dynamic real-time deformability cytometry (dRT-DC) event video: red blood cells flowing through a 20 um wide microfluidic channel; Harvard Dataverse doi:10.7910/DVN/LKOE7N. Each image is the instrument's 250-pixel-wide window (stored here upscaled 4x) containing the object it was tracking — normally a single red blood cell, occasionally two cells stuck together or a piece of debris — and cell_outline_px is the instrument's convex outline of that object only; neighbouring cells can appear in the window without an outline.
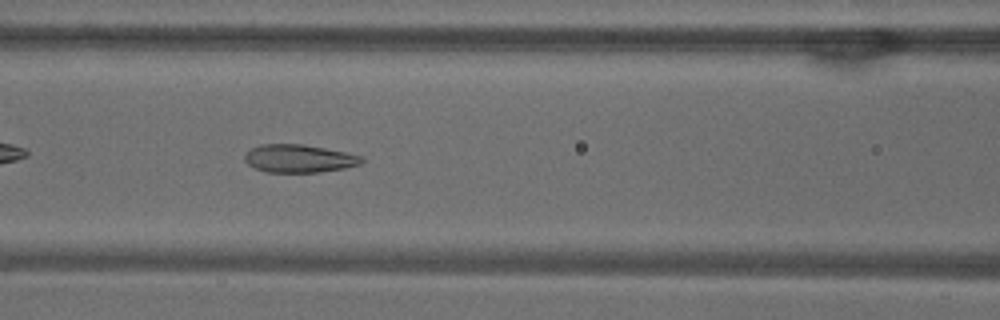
{"species": "common noctule bat (a hibernating species)", "species_latin": "Nyctalus noctula", "temperature_condition": "warm", "stored_images_in_passage": 39, "camera_frame_rate_fps": 3000, "um_per_image_px": 0.085, "animal": {"sex": "male", "body_mass_g": 18.8}, "frame": {"image": 1, "passage_image": 9, "time_ms": 2.667, "image_size_px": [1000, 320], "cell_outline_px": [[364, 160], [360, 164], [344, 168], [320, 172], [268, 172], [256, 168], [248, 164], [244, 160], [244, 156], [252, 148], [260, 144], [300, 144], [324, 148], [344, 152], [360, 156]], "centroid_in_image_um": [25.4, 13.47], "position_along_channel_um": 141.2, "area_um2": 18.79}}
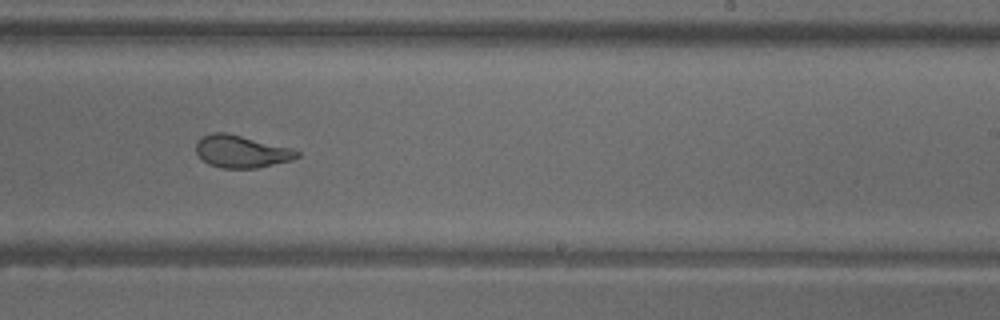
{"frame": {"image": 2, "passage_image": 19, "time_ms": 6.0, "image_size_px": [1000, 320], "cell_outline_px": [[300, 156], [292, 160], [256, 168], [220, 168], [208, 164], [196, 152], [196, 140], [212, 132], [224, 132], [292, 148], [300, 152]], "centroid_in_image_um": [20.51, 12.88], "position_along_channel_um": 268.5, "area_um2": 18.96}}
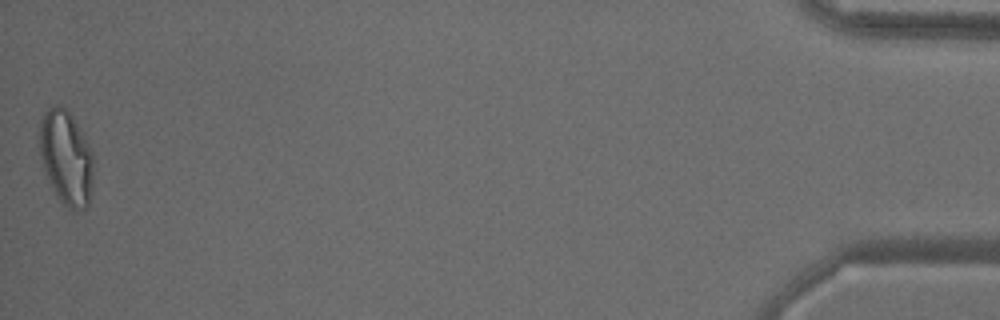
{"frame": {"image": 3, "passage_image": 39, "time_ms": 12.667, "image_size_px": [1000, 320], "cell_outline_px": [[92, 188], [88, 208], [80, 212], [72, 212], [60, 204], [44, 172], [40, 156], [40, 120], [44, 112], [48, 108], [56, 104], [60, 104], [72, 116], [84, 136], [92, 152]], "centroid_in_image_um": [5.62, 13.49], "position_along_channel_um": 429.6, "area_um2": 30.17}, "authors_computed_cell_mechanics": {"area_um2": 20.4034, "velocity_mm_per_s": 3.8238, "shape_relaxation_time_tau1_ms": 6.5915, "shape_relaxation_time_tau2_ms": 1.0704, "deformation_change_tau1": 0.1949, "deformation_change_tau2": 0.0855}}